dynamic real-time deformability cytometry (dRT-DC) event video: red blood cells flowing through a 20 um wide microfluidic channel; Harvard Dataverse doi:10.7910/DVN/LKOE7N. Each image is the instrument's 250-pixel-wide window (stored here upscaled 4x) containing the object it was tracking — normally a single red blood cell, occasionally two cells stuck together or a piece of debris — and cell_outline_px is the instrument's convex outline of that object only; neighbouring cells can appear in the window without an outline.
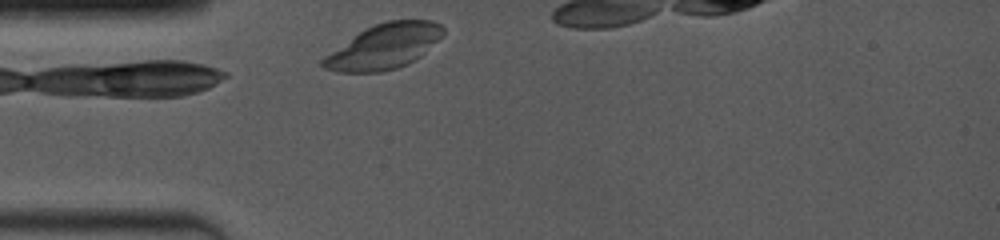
{"species": "common noctule bat (a hibernating species)", "species_latin": "Nyctalus noctula", "temperature_condition": "room temperature", "stored_images_in_passage": 16, "camera_frame_rate_fps": 4000, "um_per_image_px": 0.085, "animal": {"sex": "female", "body_mass_g": 19.0, "forearm_length_mm": 53.3}, "frame": {"image": 1, "passage_image": 1, "time_ms": 0.0, "image_size_px": [1000, 240], "cell_outline_px": [[444, 36], [420, 56], [408, 64], [396, 68], [380, 72], [336, 72], [324, 68], [320, 64], [320, 60], [324, 56], [364, 28], [388, 20], [432, 20], [440, 24], [444, 28]], "centroid_in_image_um": [32.65, 3.95], "position_along_channel_um": 52.4, "area_um2": 31.5}}
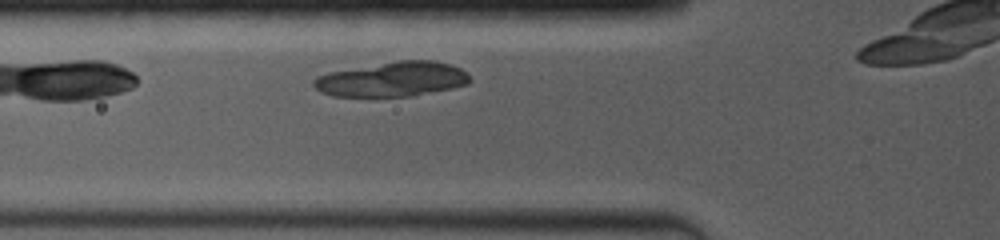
{"frame": {"image": 2, "passage_image": 7, "time_ms": 1.25, "image_size_px": [1000, 240], "cell_outline_px": [[472, 80], [468, 84], [452, 88], [412, 96], [332, 96], [320, 92], [312, 84], [312, 80], [316, 76], [328, 72], [400, 60], [436, 60], [452, 64], [460, 68]], "centroid_in_image_um": [33.34, 6.73], "position_along_channel_um": 92.5, "area_um2": 31.62}}